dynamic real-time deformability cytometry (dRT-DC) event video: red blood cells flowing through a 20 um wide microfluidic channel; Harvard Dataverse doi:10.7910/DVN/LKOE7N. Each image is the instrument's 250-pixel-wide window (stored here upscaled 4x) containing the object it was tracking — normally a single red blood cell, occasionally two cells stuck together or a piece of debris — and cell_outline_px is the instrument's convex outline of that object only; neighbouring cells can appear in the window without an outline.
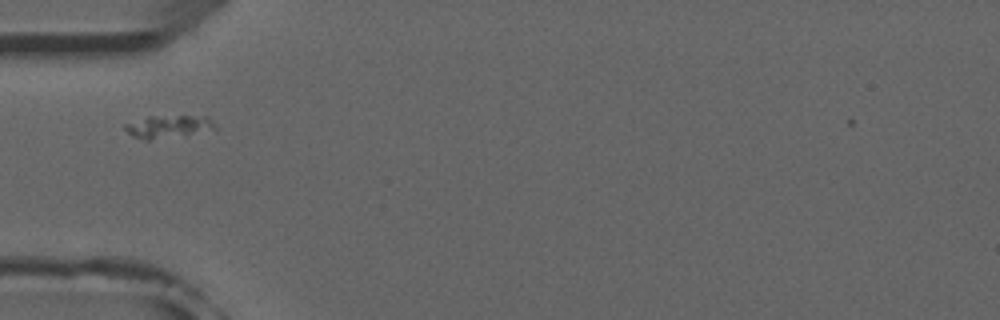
{"species": "common noctule bat (a hibernating species)", "species_latin": "Nyctalus noctula", "temperature_condition": "room temperature", "stored_images_in_passage": 37, "camera_frame_rate_fps": 3000, "um_per_image_px": 0.085, "animal": {"sex": "male", "forearm_length_mm": 52.5}, "frame": {"image": 1, "passage_image": 1, "time_ms": 0.0, "image_size_px": [1000, 320], "cell_outline_px": [[220, 128], [184, 136], [148, 140], [144, 140], [132, 136], [124, 128], [124, 124], [148, 116], [208, 116]], "centroid_in_image_um": [14.36, 10.77], "position_along_channel_um": 70.6, "area_um2": 12.2}}
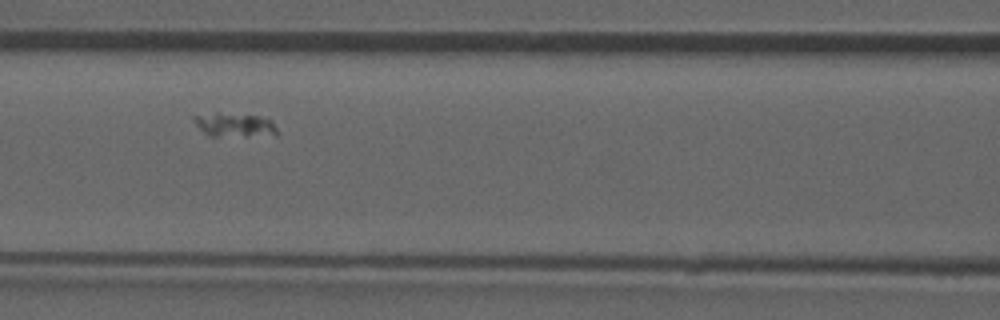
{"frame": {"image": 2, "passage_image": 7, "time_ms": 2.0, "image_size_px": [1000, 320], "cell_outline_px": [[280, 132], [276, 136], [212, 136], [204, 132], [196, 124], [192, 116], [216, 112], [220, 112], [260, 116], [272, 120]], "centroid_in_image_um": [20.02, 10.62], "position_along_channel_um": 146.6, "area_um2": 11.91}}
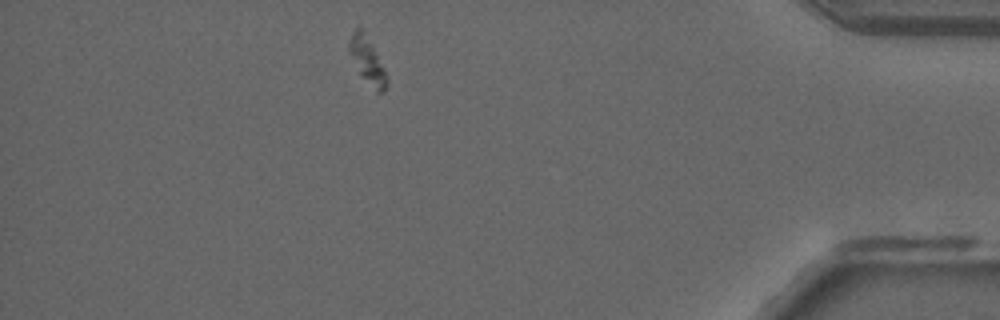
{"frame": {"image": 3, "passage_image": 31, "time_ms": 10.0, "image_size_px": [1000, 320], "cell_outline_px": [[388, 84], [384, 92], [376, 92], [360, 72], [348, 48], [348, 40], [352, 32], [360, 24], [372, 44], [388, 76]], "centroid_in_image_um": [31.25, 5.09], "position_along_channel_um": 404.0, "area_um2": 10.0}}